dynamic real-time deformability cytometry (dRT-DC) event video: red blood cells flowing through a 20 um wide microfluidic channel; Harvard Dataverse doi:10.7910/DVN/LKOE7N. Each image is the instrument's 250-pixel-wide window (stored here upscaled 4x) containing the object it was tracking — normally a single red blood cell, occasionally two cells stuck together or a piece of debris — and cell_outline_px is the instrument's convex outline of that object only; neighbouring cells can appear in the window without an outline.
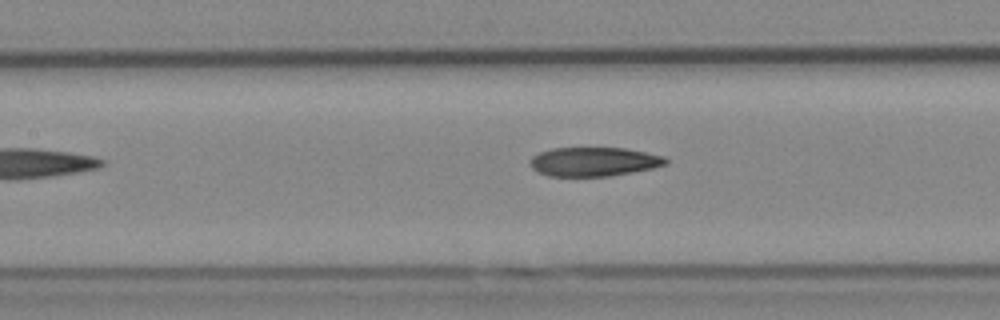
{"species": "Egyptian fruit bat (a non-hibernating species)", "species_latin": "Rousettus aegyptiacus", "temperature_condition": "cold", "stored_images_in_passage": 6, "camera_frame_rate_fps": 3000, "um_per_image_px": 0.085, "animal": {"sex": "female"}, "frame": {"image": 1, "passage_image": 4, "time_ms": 3.667, "image_size_px": [1000, 320], "cell_outline_px": [[668, 164], [652, 168], [612, 176], [548, 176], [536, 172], [532, 168], [528, 160], [532, 156], [540, 152], [552, 148], [624, 148], [664, 156], [668, 160]], "centroid_in_image_um": [50.45, 13.75], "position_along_channel_um": 157.0, "area_um2": 23.06}}
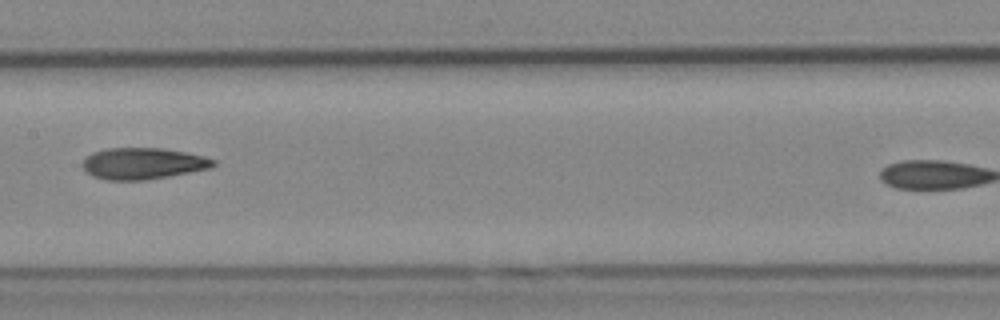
{"frame": {"image": 2, "passage_image": 5, "time_ms": 4.667, "image_size_px": [1000, 320], "cell_outline_px": [[216, 164], [212, 168], [148, 180], [104, 180], [92, 176], [84, 172], [80, 164], [92, 152], [108, 148], [164, 148], [204, 156], [216, 160]], "centroid_in_image_um": [12.13, 13.9], "position_along_channel_um": 195.3, "area_um2": 24.28}}